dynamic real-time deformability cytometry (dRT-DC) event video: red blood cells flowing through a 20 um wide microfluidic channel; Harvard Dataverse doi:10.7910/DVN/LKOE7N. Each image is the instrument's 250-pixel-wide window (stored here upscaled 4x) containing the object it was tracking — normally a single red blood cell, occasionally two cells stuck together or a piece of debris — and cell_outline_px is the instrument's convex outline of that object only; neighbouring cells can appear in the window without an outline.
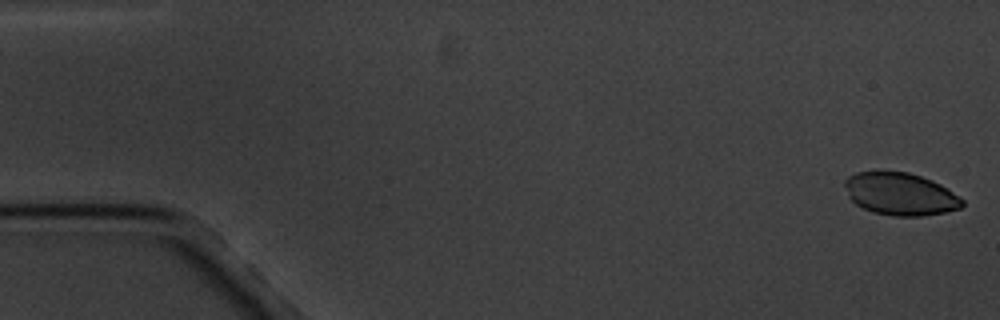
{"species": "common noctule bat (a hibernating species)", "species_latin": "Nyctalus noctula", "temperature_condition": "cold", "stored_images_in_passage": 11, "camera_frame_rate_fps": 3000, "um_per_image_px": 0.085, "animal": {"sex": "male", "body_mass_g": 20.1, "forearm_length_mm": 53.5}, "frame": {"image": 1, "passage_image": 1, "time_ms": 0.0, "image_size_px": [1000, 320], "cell_outline_px": [[964, 204], [960, 208], [944, 212], [920, 216], [892, 216], [872, 212], [856, 204], [848, 196], [844, 184], [844, 180], [848, 176], [856, 172], [876, 168], [908, 172], [932, 180], [940, 184], [960, 196], [964, 200]], "centroid_in_image_um": [76.48, 16.44], "position_along_channel_um": 8.5, "area_um2": 29.77}}